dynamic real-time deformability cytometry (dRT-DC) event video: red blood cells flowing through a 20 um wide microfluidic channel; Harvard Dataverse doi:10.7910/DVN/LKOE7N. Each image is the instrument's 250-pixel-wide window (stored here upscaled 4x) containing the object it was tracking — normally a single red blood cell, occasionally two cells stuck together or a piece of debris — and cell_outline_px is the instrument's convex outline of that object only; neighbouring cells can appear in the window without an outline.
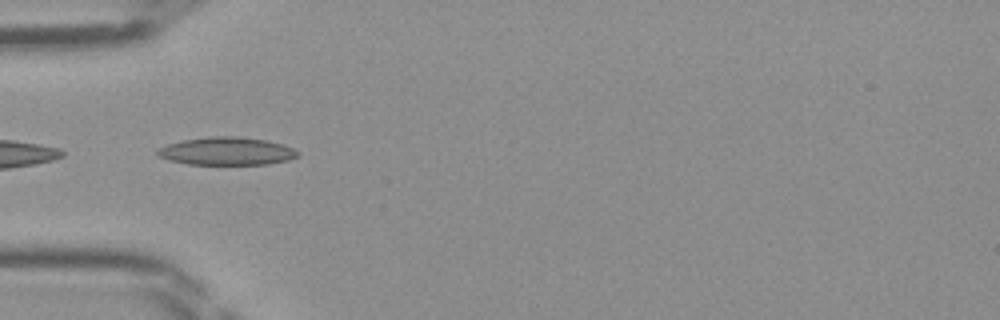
{"species": "Egyptian fruit bat (a non-hibernating species)", "species_latin": "Rousettus aegyptiacus", "temperature_condition": "room temperature", "stored_images_in_passage": 46, "camera_frame_rate_fps": 3000, "um_per_image_px": 0.085, "frame": {"image": 1, "passage_image": 15, "time_ms": 4.667, "image_size_px": [1000, 320], "cell_outline_px": [[300, 156], [288, 160], [268, 164], [188, 164], [168, 160], [156, 156], [156, 152], [160, 148], [168, 144], [184, 140], [208, 136], [236, 136], [264, 140], [280, 144], [292, 148], [300, 152]], "centroid_in_image_um": [19.26, 12.85], "position_along_channel_um": 65.7, "area_um2": 22.72}}
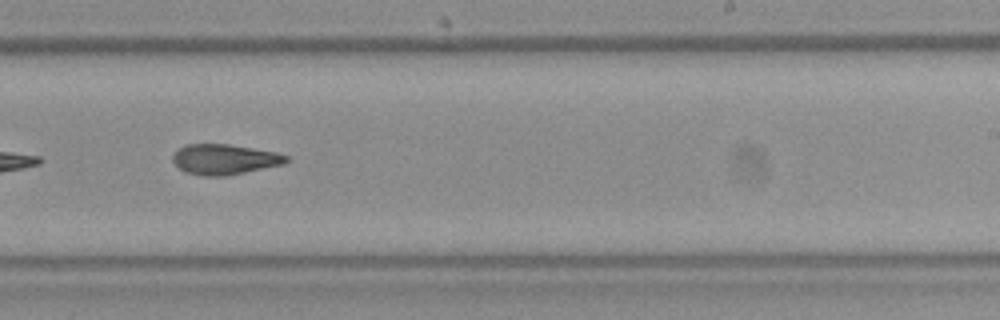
{"frame": {"image": 2, "passage_image": 29, "time_ms": 9.333, "image_size_px": [1000, 320], "cell_outline_px": [[288, 160], [284, 164], [224, 176], [200, 176], [184, 172], [172, 160], [172, 156], [184, 144], [228, 144], [276, 152], [288, 156]], "centroid_in_image_um": [19.06, 13.54], "position_along_channel_um": 269.9, "area_um2": 19.94}}
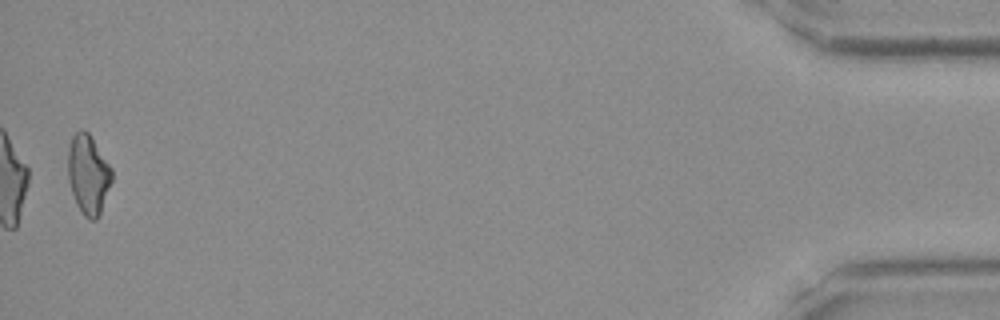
{"frame": {"image": 3, "passage_image": 46, "time_ms": 15.0, "image_size_px": [1000, 320], "cell_outline_px": [[112, 180], [100, 216], [96, 220], [88, 220], [80, 212], [76, 204], [68, 180], [68, 148], [72, 136], [80, 128], [84, 128], [88, 132], [112, 168]], "centroid_in_image_um": [7.5, 14.85], "position_along_channel_um": 427.7, "area_um2": 20.58}}